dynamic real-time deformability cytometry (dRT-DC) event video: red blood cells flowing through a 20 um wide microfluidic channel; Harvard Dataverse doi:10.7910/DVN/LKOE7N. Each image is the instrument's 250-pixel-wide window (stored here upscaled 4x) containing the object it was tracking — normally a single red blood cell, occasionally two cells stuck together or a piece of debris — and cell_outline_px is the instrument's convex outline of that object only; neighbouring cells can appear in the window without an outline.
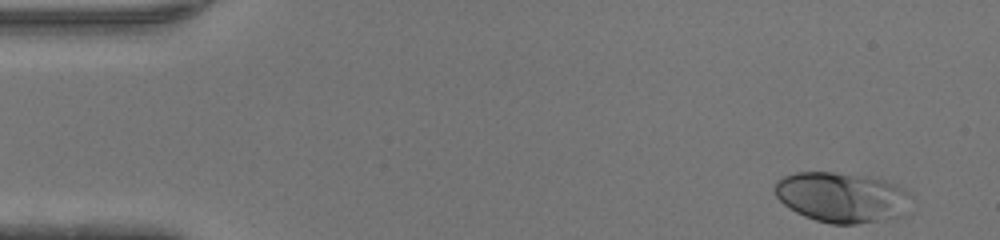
{"species": "human", "species_latin": "Homo sapiens", "temperature_condition": "warm", "stored_images_in_passage": 12, "camera_frame_rate_fps": 3000, "um_per_image_px": 0.085, "donor": {"sex": "male"}, "frame": {"image": 1, "passage_image": 1, "time_ms": 0.0, "image_size_px": [1000, 240], "cell_outline_px": [[912, 196], [900, 216], [856, 224], [832, 224], [816, 220], [804, 216], [788, 208], [776, 196], [776, 180], [784, 176], [796, 172], [832, 172], [868, 176], [884, 180], [896, 184], [904, 188]], "centroid_in_image_um": [71.53, 16.75], "position_along_channel_um": 13.5, "area_um2": 39.65}}